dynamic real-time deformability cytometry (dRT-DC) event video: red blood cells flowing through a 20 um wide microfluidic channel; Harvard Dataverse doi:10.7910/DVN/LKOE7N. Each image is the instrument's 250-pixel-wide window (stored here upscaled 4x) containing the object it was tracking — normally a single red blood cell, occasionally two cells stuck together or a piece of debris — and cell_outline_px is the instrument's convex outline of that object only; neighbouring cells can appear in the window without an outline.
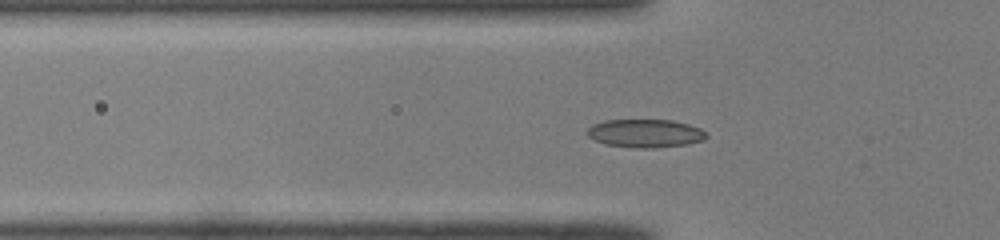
{"species": "common noctule bat (a hibernating species)", "species_latin": "Nyctalus noctula", "temperature_condition": "room temperature", "stored_images_in_passage": 32, "camera_frame_rate_fps": 3000, "um_per_image_px": 0.085, "animal": {"sex": "male", "body_mass_g": 19.0, "forearm_length_mm": 50.8}, "frame": {"image": 1, "passage_image": 16, "time_ms": 5.0, "image_size_px": [1000, 240], "cell_outline_px": [[708, 136], [704, 140], [688, 144], [656, 148], [636, 148], [604, 144], [588, 136], [588, 128], [592, 124], [604, 120], [672, 120], [688, 124], [700, 128]], "centroid_in_image_um": [54.86, 11.34], "position_along_channel_um": 70.9, "area_um2": 19.65}}
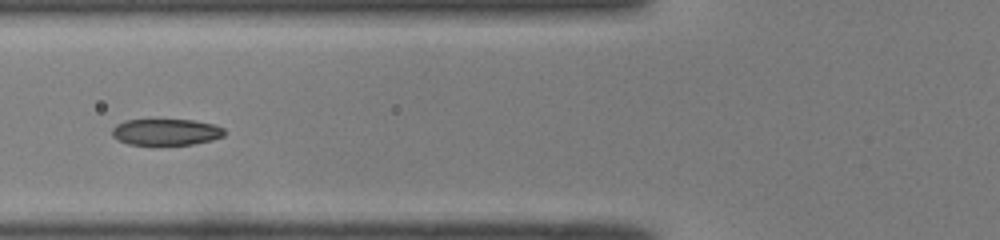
{"frame": {"image": 2, "passage_image": 19, "time_ms": 6.0, "image_size_px": [1000, 240], "cell_outline_px": [[224, 136], [212, 140], [192, 144], [128, 144], [112, 136], [112, 128], [116, 124], [124, 120], [192, 120], [212, 124], [224, 128]], "centroid_in_image_um": [14.1, 11.21], "position_along_channel_um": 111.7, "area_um2": 17.05}}